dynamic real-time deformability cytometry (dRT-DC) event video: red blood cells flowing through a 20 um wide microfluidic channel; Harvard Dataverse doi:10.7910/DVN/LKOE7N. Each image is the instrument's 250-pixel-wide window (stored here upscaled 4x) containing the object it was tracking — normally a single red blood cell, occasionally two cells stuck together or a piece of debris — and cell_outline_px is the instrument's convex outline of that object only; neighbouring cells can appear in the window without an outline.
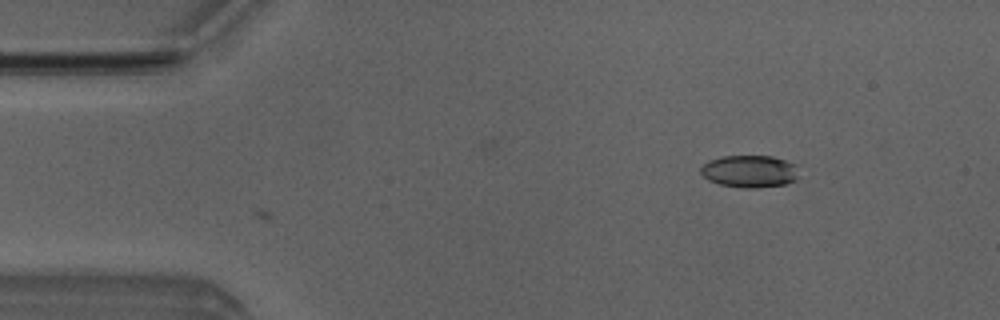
{"species": "Egyptian fruit bat (a non-hibernating species)", "species_latin": "Rousettus aegyptiacus", "temperature_condition": "room temperature", "stored_images_in_passage": 3, "camera_frame_rate_fps": 3000, "um_per_image_px": 0.085, "animal": {"sex": "male"}, "frame": {"image": 1, "passage_image": 1, "time_ms": 0.0, "image_size_px": [1000, 320], "cell_outline_px": [[800, 176], [796, 180], [784, 184], [756, 188], [744, 188], [720, 184], [708, 180], [700, 172], [700, 168], [708, 160], [720, 156], [772, 156], [796, 164]], "centroid_in_image_um": [63.73, 14.56], "position_along_channel_um": 21.3, "area_um2": 18.61}}